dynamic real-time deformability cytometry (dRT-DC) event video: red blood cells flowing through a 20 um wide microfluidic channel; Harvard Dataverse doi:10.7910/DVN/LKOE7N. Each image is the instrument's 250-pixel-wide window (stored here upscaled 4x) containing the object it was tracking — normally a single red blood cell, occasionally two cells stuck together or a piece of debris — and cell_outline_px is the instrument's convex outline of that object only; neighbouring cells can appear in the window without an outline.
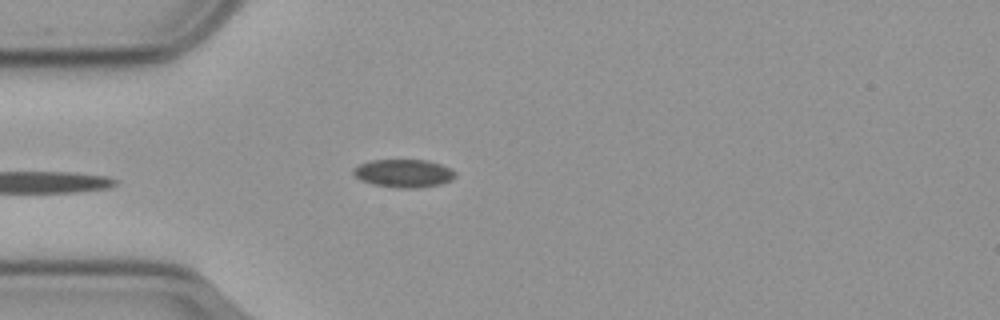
{"species": "common noctule bat (a hibernating species)", "species_latin": "Nyctalus noctula", "temperature_condition": "cold", "stored_images_in_passage": 40, "camera_frame_rate_fps": 3000, "um_per_image_px": 0.085, "animal": {"sex": "male", "body_mass_g": 23.1, "forearm_length_mm": 52.7}, "frame": {"image": 1, "passage_image": 1, "time_ms": 0.0, "image_size_px": [1000, 320], "cell_outline_px": [[456, 176], [452, 180], [440, 184], [416, 188], [400, 188], [372, 184], [360, 180], [352, 172], [352, 168], [360, 164], [372, 160], [428, 160], [452, 168], [456, 172]], "centroid_in_image_um": [34.33, 14.73], "position_along_channel_um": 50.7, "area_um2": 16.76}}